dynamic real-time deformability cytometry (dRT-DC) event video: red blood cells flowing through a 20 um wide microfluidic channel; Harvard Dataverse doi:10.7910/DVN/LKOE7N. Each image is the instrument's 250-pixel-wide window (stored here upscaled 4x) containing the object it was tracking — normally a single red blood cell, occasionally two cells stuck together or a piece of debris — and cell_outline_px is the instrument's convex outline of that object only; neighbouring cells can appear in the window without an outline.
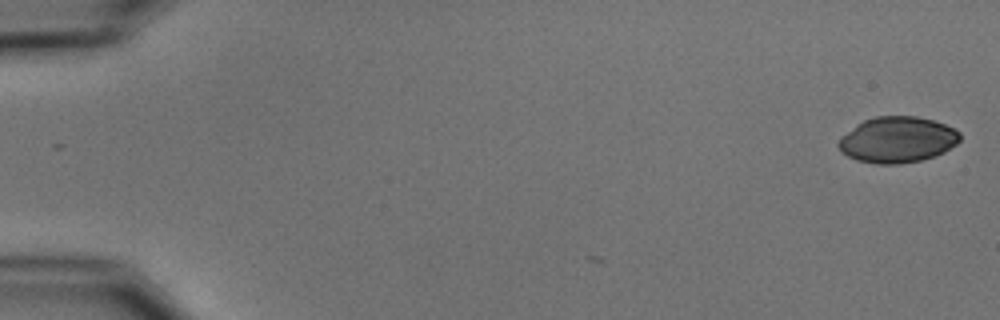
{"species": "common noctule bat (a hibernating species)", "species_latin": "Nyctalus noctula", "temperature_condition": "cold", "stored_images_in_passage": 2, "camera_frame_rate_fps": 3000, "um_per_image_px": 0.085, "animal": {"sex": "male", "body_mass_g": 15.6}, "frame": {"image": 1, "passage_image": 2, "time_ms": 1.333, "image_size_px": [1000, 320], "cell_outline_px": [[960, 140], [956, 144], [944, 152], [920, 160], [900, 164], [876, 164], [856, 160], [840, 152], [836, 144], [840, 136], [856, 124], [864, 120], [876, 116], [916, 116], [932, 120], [944, 124], [960, 132]], "centroid_in_image_um": [76.22, 11.88], "position_along_channel_um": 8.8, "area_um2": 32.66}}